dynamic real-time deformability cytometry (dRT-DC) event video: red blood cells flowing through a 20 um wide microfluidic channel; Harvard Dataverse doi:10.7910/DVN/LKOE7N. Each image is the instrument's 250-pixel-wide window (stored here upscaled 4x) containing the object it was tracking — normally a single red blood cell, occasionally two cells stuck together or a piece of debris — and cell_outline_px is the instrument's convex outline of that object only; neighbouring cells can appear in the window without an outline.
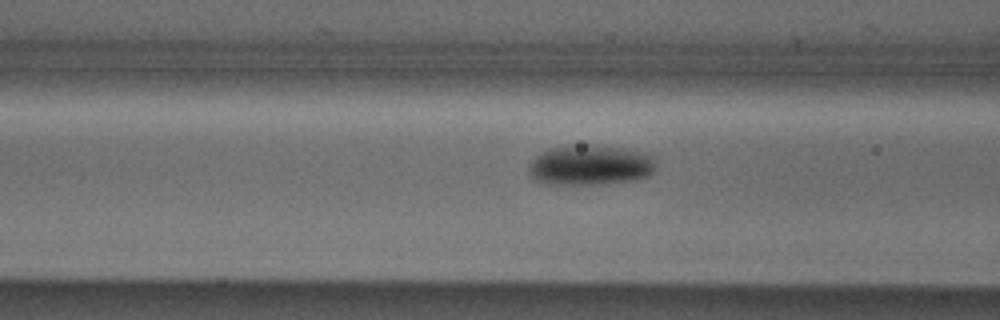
{"species": "Egyptian fruit bat (a non-hibernating species)", "species_latin": "Rousettus aegyptiacus", "temperature_condition": "cold", "stored_images_in_passage": 19, "camera_frame_rate_fps": 3000, "um_per_image_px": 0.085, "animal": {"sex": "male"}, "frame": {"image": 1, "passage_image": 17, "time_ms": 5.333, "image_size_px": [1000, 320], "cell_outline_px": [[656, 160], [652, 172], [648, 176], [636, 180], [596, 184], [548, 184], [536, 180], [528, 172], [528, 168], [532, 160], [540, 152], [552, 148], [588, 144], [596, 144], [620, 148], [652, 156]], "centroid_in_image_um": [50.15, 14.04], "position_along_channel_um": 116.5, "area_um2": 29.54}}